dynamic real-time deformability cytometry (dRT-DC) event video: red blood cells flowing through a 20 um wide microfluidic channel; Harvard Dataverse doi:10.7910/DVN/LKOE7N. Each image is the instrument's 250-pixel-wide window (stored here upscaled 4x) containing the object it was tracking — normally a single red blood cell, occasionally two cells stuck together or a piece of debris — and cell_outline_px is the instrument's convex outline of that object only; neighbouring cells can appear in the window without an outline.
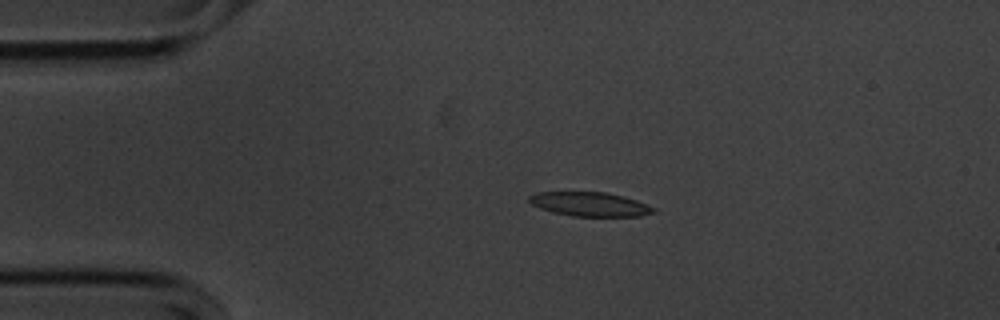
{"species": "common noctule bat (a hibernating species)", "species_latin": "Nyctalus noctula", "temperature_condition": "cold", "stored_images_in_passage": 45, "camera_frame_rate_fps": 3000, "um_per_image_px": 0.085, "animal": {"sex": "male", "body_mass_g": 20.1, "forearm_length_mm": 53.5}, "frame": {"image": 1, "passage_image": 1, "time_ms": 0.0, "image_size_px": [1000, 320], "cell_outline_px": [[656, 212], [640, 216], [572, 216], [552, 212], [540, 208], [532, 204], [528, 200], [528, 196], [536, 192], [608, 192], [624, 196], [636, 200], [656, 208]], "centroid_in_image_um": [50.14, 17.35], "position_along_channel_um": 34.9, "area_um2": 17.57}}
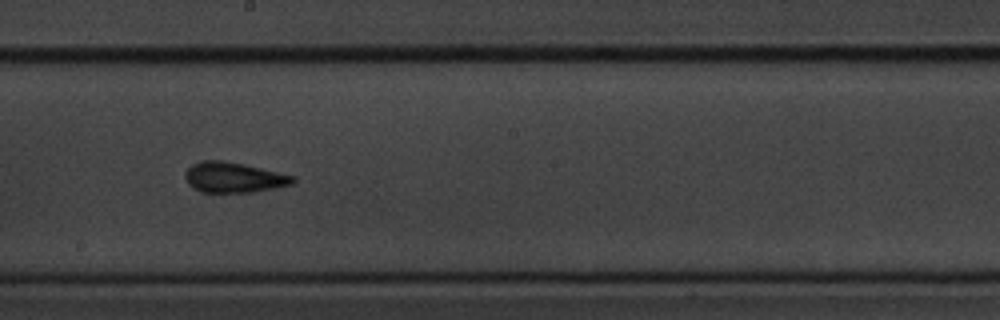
{"frame": {"image": 2, "passage_image": 20, "time_ms": 6.333, "image_size_px": [1000, 320], "cell_outline_px": [[296, 180], [292, 184], [276, 188], [252, 192], [204, 192], [188, 184], [184, 176], [188, 168], [192, 164], [204, 160], [220, 160], [244, 164], [296, 176]], "centroid_in_image_um": [19.9, 15.07], "position_along_channel_um": 228.3, "area_um2": 18.96}}
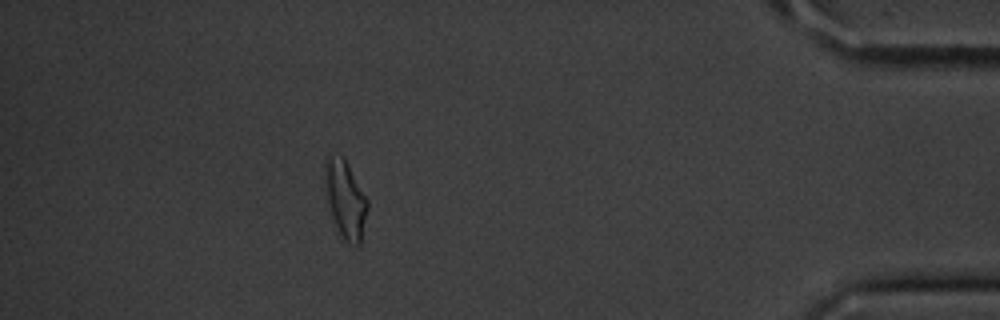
{"frame": {"image": 3, "passage_image": 39, "time_ms": 12.667, "image_size_px": [1000, 320], "cell_outline_px": [[368, 208], [360, 244], [356, 248], [348, 244], [344, 240], [332, 216], [328, 200], [324, 172], [324, 164], [328, 156], [332, 152], [344, 156], [368, 200]], "centroid_in_image_um": [29.37, 16.91], "position_along_channel_um": 405.8, "area_um2": 19.25}, "authors_computed_cell_mechanics": {"area_um2": 17.918, "velocity_mm_per_s": 3.5989, "shape_relaxation_time_tau1_ms": 7.2089, "shape_relaxation_time_tau2_ms": 3.5031, "deformation_change_tau1": 0.1868, "deformation_change_tau2": 0.1259}}